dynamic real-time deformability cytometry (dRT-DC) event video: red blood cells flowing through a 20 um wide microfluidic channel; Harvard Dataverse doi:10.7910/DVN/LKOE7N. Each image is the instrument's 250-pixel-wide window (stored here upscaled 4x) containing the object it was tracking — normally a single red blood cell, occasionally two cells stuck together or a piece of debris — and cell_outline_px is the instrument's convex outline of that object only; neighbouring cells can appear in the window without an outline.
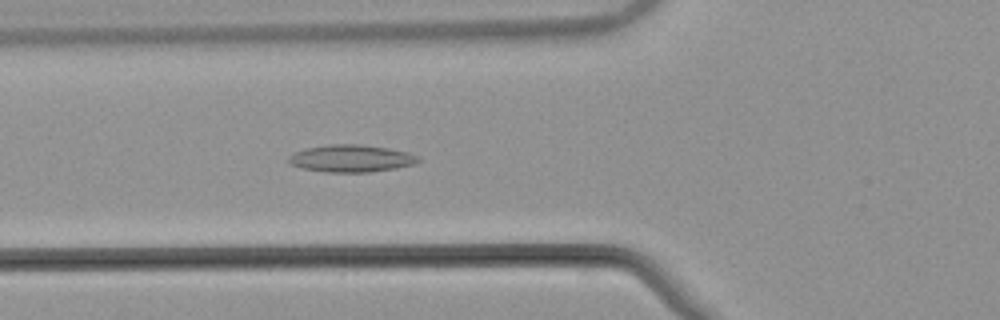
{"species": "common noctule bat (a hibernating species)", "species_latin": "Nyctalus noctula", "temperature_condition": "warm", "stored_images_in_passage": 54, "camera_frame_rate_fps": 3000, "um_per_image_px": 0.085, "animal": {"sex": "male", "body_mass_g": 21.5, "forearm_length_mm": 52.0}, "frame": {"image": 1, "passage_image": 21, "time_ms": 6.667, "image_size_px": [1000, 320], "cell_outline_px": [[420, 160], [412, 164], [396, 168], [368, 172], [328, 172], [300, 168], [292, 164], [288, 160], [288, 156], [292, 152], [304, 148], [328, 144], [360, 144], [388, 148], [408, 152], [420, 156]], "centroid_in_image_um": [29.82, 13.45], "position_along_channel_um": 96.0, "area_um2": 20.69}}
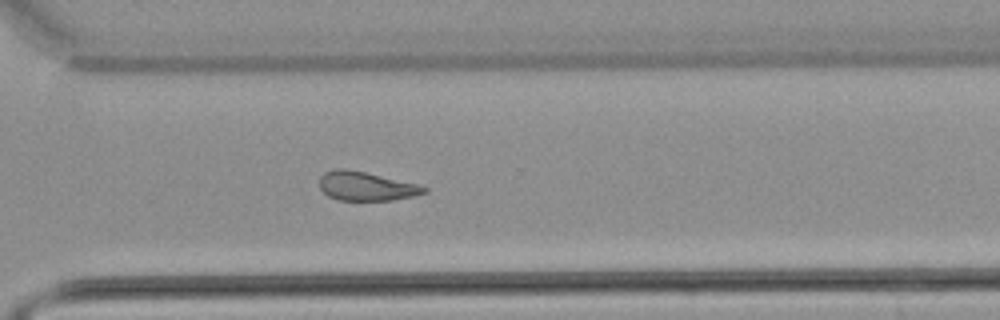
{"frame": {"image": 2, "passage_image": 40, "time_ms": 13.0, "image_size_px": [1000, 320], "cell_outline_px": [[428, 192], [412, 196], [392, 200], [340, 200], [328, 196], [320, 188], [320, 176], [324, 172], [336, 168], [344, 168], [364, 172], [420, 184], [428, 188]], "centroid_in_image_um": [31.13, 15.82], "position_along_channel_um": 339.5, "area_um2": 17.63}}
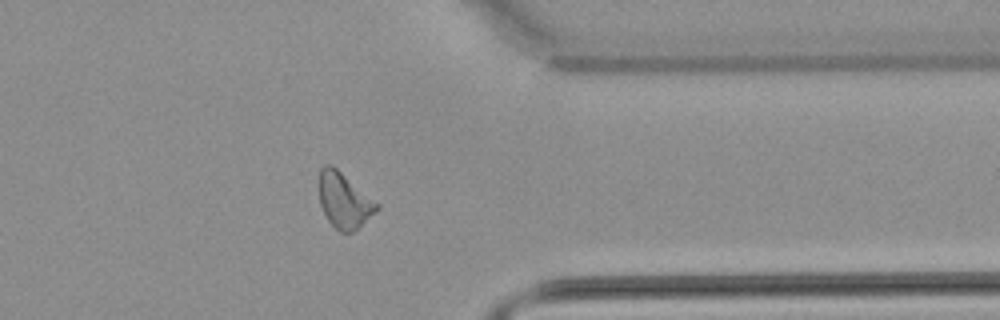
{"frame": {"image": 3, "passage_image": 44, "time_ms": 14.333, "image_size_px": [1000, 320], "cell_outline_px": [[380, 208], [376, 212], [352, 232], [340, 232], [328, 220], [320, 204], [316, 180], [320, 168], [324, 164], [332, 164], [380, 204]], "centroid_in_image_um": [29.21, 16.98], "position_along_channel_um": 382.2, "area_um2": 18.96}, "authors_computed_cell_mechanics": {"area_um2": 19.1029, "velocity_mm_per_s": 3.8514, "shape_relaxation_time_tau1_ms": null, "shape_relaxation_time_tau2_ms": 4.2793, "deformation_change_tau1": null, "deformation_change_tau2": 0.127}}